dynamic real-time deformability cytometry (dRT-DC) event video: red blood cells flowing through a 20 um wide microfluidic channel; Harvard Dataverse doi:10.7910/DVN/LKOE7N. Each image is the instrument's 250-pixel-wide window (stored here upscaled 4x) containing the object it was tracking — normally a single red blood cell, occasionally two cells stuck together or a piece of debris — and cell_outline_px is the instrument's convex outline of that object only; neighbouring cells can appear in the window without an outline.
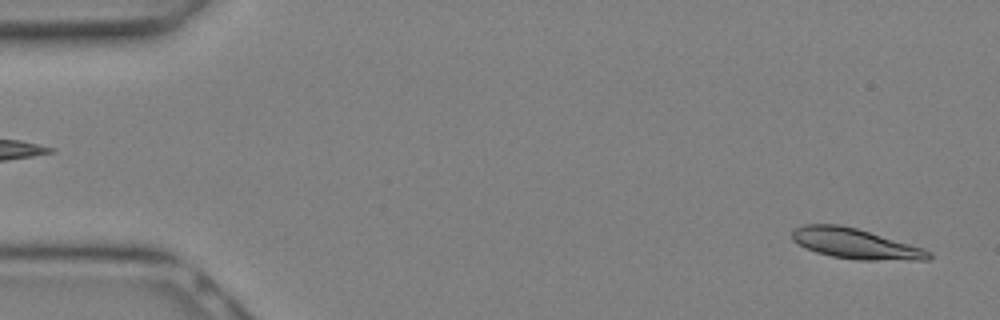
{"species": "Egyptian fruit bat (a non-hibernating species)", "species_latin": "Rousettus aegyptiacus", "temperature_condition": "warm", "stored_images_in_passage": 13, "camera_frame_rate_fps": 3000, "um_per_image_px": 0.085, "animal": {"sex": "female"}, "frame": {"image": 1, "passage_image": 1, "time_ms": 0.0, "image_size_px": [1000, 320], "cell_outline_px": [[932, 256], [928, 260], [856, 260], [832, 256], [816, 252], [804, 248], [792, 240], [792, 232], [796, 228], [804, 224], [840, 224], [856, 228], [924, 248], [932, 252]], "centroid_in_image_um": [72.71, 20.72], "position_along_channel_um": 12.3, "area_um2": 24.16}}
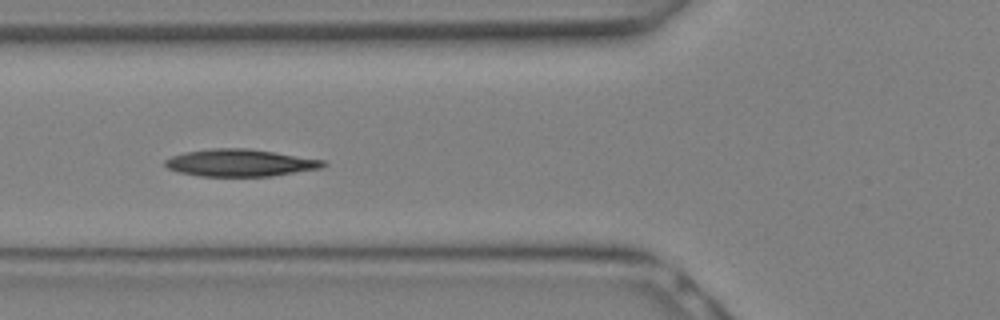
{"frame": {"image": 2, "passage_image": 10, "time_ms": 3.0, "image_size_px": [1000, 320], "cell_outline_px": [[328, 164], [320, 168], [272, 176], [200, 176], [180, 172], [168, 168], [164, 164], [164, 160], [172, 156], [184, 152], [212, 148], [248, 148], [324, 160]], "centroid_in_image_um": [20.39, 13.83], "position_along_channel_um": 105.4, "area_um2": 24.91}}
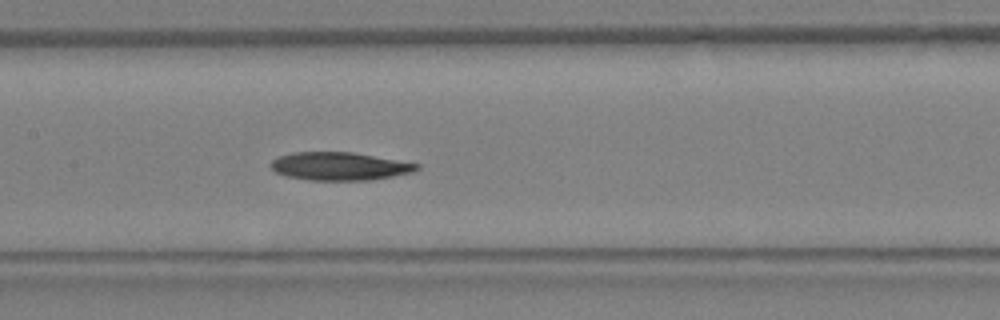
{"frame": {"image": 3, "passage_image": 13, "time_ms": 4.0, "image_size_px": [1000, 320], "cell_outline_px": [[420, 168], [416, 172], [368, 180], [308, 180], [288, 176], [276, 172], [272, 168], [272, 160], [280, 156], [292, 152], [352, 152], [420, 164]], "centroid_in_image_um": [28.9, 14.13], "position_along_channel_um": 178.5, "area_um2": 23.7}}